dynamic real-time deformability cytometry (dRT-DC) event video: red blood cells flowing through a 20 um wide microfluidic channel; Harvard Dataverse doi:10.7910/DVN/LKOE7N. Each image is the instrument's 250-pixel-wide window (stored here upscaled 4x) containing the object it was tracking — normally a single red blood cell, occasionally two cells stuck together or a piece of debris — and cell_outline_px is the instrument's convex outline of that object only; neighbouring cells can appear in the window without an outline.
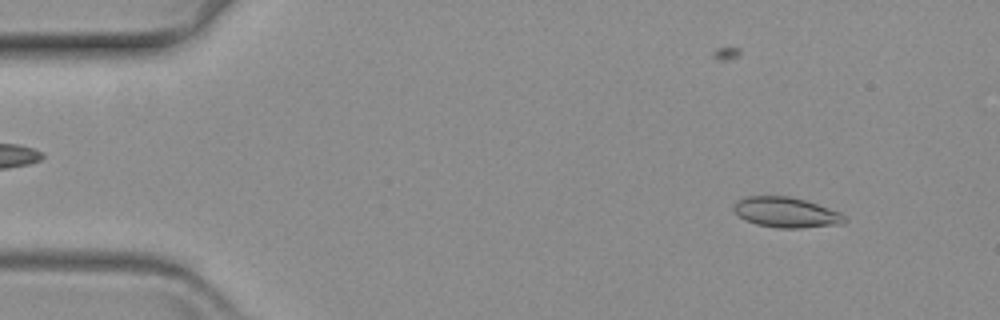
{"species": "common noctule bat (a hibernating species)", "species_latin": "Nyctalus noctula", "temperature_condition": "warm", "stored_images_in_passage": 60, "camera_frame_rate_fps": 3000, "um_per_image_px": 0.085, "animal": {"sex": "female", "body_mass_g": 19.3, "forearm_length_mm": 54.1}, "frame": {"image": 1, "passage_image": 6, "time_ms": 1.667, "image_size_px": [1000, 320], "cell_outline_px": [[848, 220], [844, 224], [800, 228], [776, 228], [756, 224], [744, 220], [732, 208], [736, 200], [748, 196], [788, 196], [804, 200], [840, 212]], "centroid_in_image_um": [66.82, 18.06], "position_along_channel_um": 18.2, "area_um2": 19.59}}
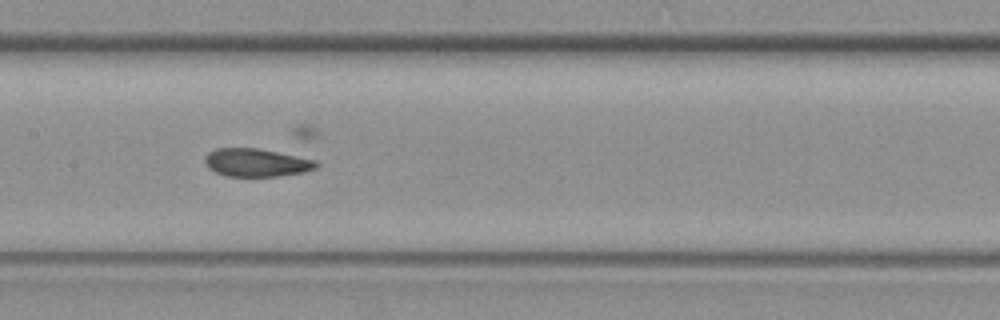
{"frame": {"image": 2, "passage_image": 29, "time_ms": 9.333, "image_size_px": [1000, 320], "cell_outline_px": [[320, 164], [316, 168], [304, 172], [280, 176], [224, 176], [208, 168], [204, 164], [204, 156], [208, 152], [216, 148], [256, 148], [316, 160]], "centroid_in_image_um": [21.76, 13.82], "position_along_channel_um": 185.6, "area_um2": 18.26}}
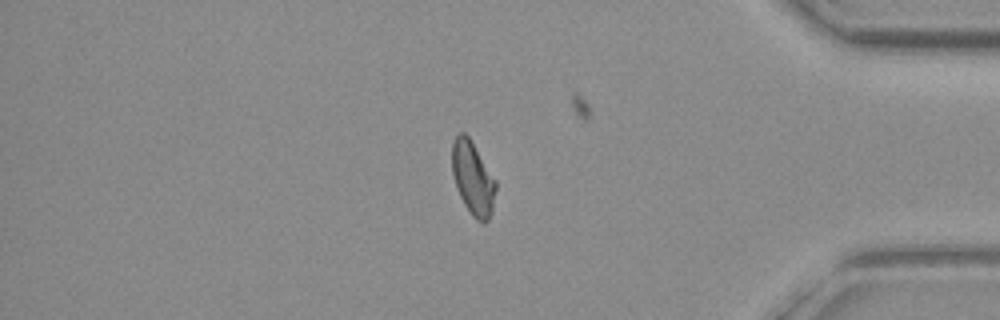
{"frame": {"image": 3, "passage_image": 50, "time_ms": 16.333, "image_size_px": [1000, 320], "cell_outline_px": [[496, 188], [492, 212], [488, 220], [484, 224], [476, 220], [472, 216], [464, 204], [460, 196], [452, 172], [452, 140], [460, 132], [464, 132], [468, 136], [496, 180]], "centroid_in_image_um": [40.19, 15.17], "position_along_channel_um": 395.0, "area_um2": 18.61}}